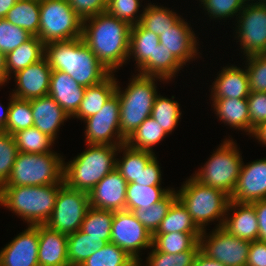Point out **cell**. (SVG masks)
I'll return each mask as SVG.
<instances>
[{"label": "cell", "instance_id": "1", "mask_svg": "<svg viewBox=\"0 0 266 266\" xmlns=\"http://www.w3.org/2000/svg\"><path fill=\"white\" fill-rule=\"evenodd\" d=\"M131 25L109 13L83 19L82 39L110 73L128 60Z\"/></svg>", "mask_w": 266, "mask_h": 266}, {"label": "cell", "instance_id": "2", "mask_svg": "<svg viewBox=\"0 0 266 266\" xmlns=\"http://www.w3.org/2000/svg\"><path fill=\"white\" fill-rule=\"evenodd\" d=\"M44 57L52 70L66 72L84 87L98 84L111 74L82 38L48 42Z\"/></svg>", "mask_w": 266, "mask_h": 266}, {"label": "cell", "instance_id": "3", "mask_svg": "<svg viewBox=\"0 0 266 266\" xmlns=\"http://www.w3.org/2000/svg\"><path fill=\"white\" fill-rule=\"evenodd\" d=\"M64 183L42 186H1L0 205L24 219L28 225H44Z\"/></svg>", "mask_w": 266, "mask_h": 266}, {"label": "cell", "instance_id": "4", "mask_svg": "<svg viewBox=\"0 0 266 266\" xmlns=\"http://www.w3.org/2000/svg\"><path fill=\"white\" fill-rule=\"evenodd\" d=\"M87 150L65 163L64 183L76 190L89 193L116 167V155L120 146L87 145Z\"/></svg>", "mask_w": 266, "mask_h": 266}, {"label": "cell", "instance_id": "5", "mask_svg": "<svg viewBox=\"0 0 266 266\" xmlns=\"http://www.w3.org/2000/svg\"><path fill=\"white\" fill-rule=\"evenodd\" d=\"M164 81L158 77L136 74L123 91L118 85L116 94L120 102V131L127 139L144 121L151 116L154 100L157 93L156 80Z\"/></svg>", "mask_w": 266, "mask_h": 266}, {"label": "cell", "instance_id": "6", "mask_svg": "<svg viewBox=\"0 0 266 266\" xmlns=\"http://www.w3.org/2000/svg\"><path fill=\"white\" fill-rule=\"evenodd\" d=\"M177 196L201 231L206 230L208 223L216 219L220 220L216 226H223L230 201L225 192L204 185L190 176L177 191Z\"/></svg>", "mask_w": 266, "mask_h": 266}, {"label": "cell", "instance_id": "7", "mask_svg": "<svg viewBox=\"0 0 266 266\" xmlns=\"http://www.w3.org/2000/svg\"><path fill=\"white\" fill-rule=\"evenodd\" d=\"M64 158L59 153L19 152L3 186H42L64 183Z\"/></svg>", "mask_w": 266, "mask_h": 266}, {"label": "cell", "instance_id": "8", "mask_svg": "<svg viewBox=\"0 0 266 266\" xmlns=\"http://www.w3.org/2000/svg\"><path fill=\"white\" fill-rule=\"evenodd\" d=\"M220 145L193 177L230 197L236 187L243 159L233 139L227 138Z\"/></svg>", "mask_w": 266, "mask_h": 266}, {"label": "cell", "instance_id": "9", "mask_svg": "<svg viewBox=\"0 0 266 266\" xmlns=\"http://www.w3.org/2000/svg\"><path fill=\"white\" fill-rule=\"evenodd\" d=\"M83 20L67 0H40L38 37L46 44L82 37Z\"/></svg>", "mask_w": 266, "mask_h": 266}, {"label": "cell", "instance_id": "10", "mask_svg": "<svg viewBox=\"0 0 266 266\" xmlns=\"http://www.w3.org/2000/svg\"><path fill=\"white\" fill-rule=\"evenodd\" d=\"M89 208L88 193L64 183L59 188L54 209L45 225L66 235L72 234L80 229Z\"/></svg>", "mask_w": 266, "mask_h": 266}, {"label": "cell", "instance_id": "11", "mask_svg": "<svg viewBox=\"0 0 266 266\" xmlns=\"http://www.w3.org/2000/svg\"><path fill=\"white\" fill-rule=\"evenodd\" d=\"M250 243L231 235L223 227H216L209 235L202 231L200 252L225 266H246Z\"/></svg>", "mask_w": 266, "mask_h": 266}, {"label": "cell", "instance_id": "12", "mask_svg": "<svg viewBox=\"0 0 266 266\" xmlns=\"http://www.w3.org/2000/svg\"><path fill=\"white\" fill-rule=\"evenodd\" d=\"M153 234L131 211H115L111 227L110 243L116 244L129 254L137 266H142L140 250L152 247Z\"/></svg>", "mask_w": 266, "mask_h": 266}, {"label": "cell", "instance_id": "13", "mask_svg": "<svg viewBox=\"0 0 266 266\" xmlns=\"http://www.w3.org/2000/svg\"><path fill=\"white\" fill-rule=\"evenodd\" d=\"M84 122L87 124L84 132L87 145L120 146L126 141L120 131V102L116 93L98 113Z\"/></svg>", "mask_w": 266, "mask_h": 266}, {"label": "cell", "instance_id": "14", "mask_svg": "<svg viewBox=\"0 0 266 266\" xmlns=\"http://www.w3.org/2000/svg\"><path fill=\"white\" fill-rule=\"evenodd\" d=\"M238 15L235 31L241 52L244 56L263 54L266 51V4L248 2Z\"/></svg>", "mask_w": 266, "mask_h": 266}, {"label": "cell", "instance_id": "15", "mask_svg": "<svg viewBox=\"0 0 266 266\" xmlns=\"http://www.w3.org/2000/svg\"><path fill=\"white\" fill-rule=\"evenodd\" d=\"M39 225L31 226L0 250V266H39Z\"/></svg>", "mask_w": 266, "mask_h": 266}, {"label": "cell", "instance_id": "16", "mask_svg": "<svg viewBox=\"0 0 266 266\" xmlns=\"http://www.w3.org/2000/svg\"><path fill=\"white\" fill-rule=\"evenodd\" d=\"M266 199V158L246 165L242 162L240 175L230 200L253 203Z\"/></svg>", "mask_w": 266, "mask_h": 266}, {"label": "cell", "instance_id": "17", "mask_svg": "<svg viewBox=\"0 0 266 266\" xmlns=\"http://www.w3.org/2000/svg\"><path fill=\"white\" fill-rule=\"evenodd\" d=\"M51 74L52 69L44 57L13 74L17 89L13 90L11 95L24 100L48 95Z\"/></svg>", "mask_w": 266, "mask_h": 266}, {"label": "cell", "instance_id": "18", "mask_svg": "<svg viewBox=\"0 0 266 266\" xmlns=\"http://www.w3.org/2000/svg\"><path fill=\"white\" fill-rule=\"evenodd\" d=\"M127 181L114 168L89 193L90 207L102 210H126Z\"/></svg>", "mask_w": 266, "mask_h": 266}, {"label": "cell", "instance_id": "19", "mask_svg": "<svg viewBox=\"0 0 266 266\" xmlns=\"http://www.w3.org/2000/svg\"><path fill=\"white\" fill-rule=\"evenodd\" d=\"M197 38L190 25L180 18L159 36V41L182 65H186L198 55Z\"/></svg>", "mask_w": 266, "mask_h": 266}, {"label": "cell", "instance_id": "20", "mask_svg": "<svg viewBox=\"0 0 266 266\" xmlns=\"http://www.w3.org/2000/svg\"><path fill=\"white\" fill-rule=\"evenodd\" d=\"M159 44V36L140 23L131 26L128 58L134 56L138 74L154 77V52Z\"/></svg>", "mask_w": 266, "mask_h": 266}, {"label": "cell", "instance_id": "21", "mask_svg": "<svg viewBox=\"0 0 266 266\" xmlns=\"http://www.w3.org/2000/svg\"><path fill=\"white\" fill-rule=\"evenodd\" d=\"M228 211L233 214L231 213L230 215ZM222 227L231 235L242 240L249 242L257 240L259 228L254 205L252 203H241L230 200Z\"/></svg>", "mask_w": 266, "mask_h": 266}, {"label": "cell", "instance_id": "22", "mask_svg": "<svg viewBox=\"0 0 266 266\" xmlns=\"http://www.w3.org/2000/svg\"><path fill=\"white\" fill-rule=\"evenodd\" d=\"M86 87L79 85L66 72L52 70L48 95L72 118L83 100Z\"/></svg>", "mask_w": 266, "mask_h": 266}, {"label": "cell", "instance_id": "23", "mask_svg": "<svg viewBox=\"0 0 266 266\" xmlns=\"http://www.w3.org/2000/svg\"><path fill=\"white\" fill-rule=\"evenodd\" d=\"M30 104L33 127L56 140L60 126L70 117L50 95L31 99Z\"/></svg>", "mask_w": 266, "mask_h": 266}, {"label": "cell", "instance_id": "24", "mask_svg": "<svg viewBox=\"0 0 266 266\" xmlns=\"http://www.w3.org/2000/svg\"><path fill=\"white\" fill-rule=\"evenodd\" d=\"M39 266H70L67 252V235L39 225Z\"/></svg>", "mask_w": 266, "mask_h": 266}, {"label": "cell", "instance_id": "25", "mask_svg": "<svg viewBox=\"0 0 266 266\" xmlns=\"http://www.w3.org/2000/svg\"><path fill=\"white\" fill-rule=\"evenodd\" d=\"M212 83L211 98L246 99L249 96V81L245 69L237 66L223 67Z\"/></svg>", "mask_w": 266, "mask_h": 266}, {"label": "cell", "instance_id": "26", "mask_svg": "<svg viewBox=\"0 0 266 266\" xmlns=\"http://www.w3.org/2000/svg\"><path fill=\"white\" fill-rule=\"evenodd\" d=\"M117 79L111 73L100 83L86 87L83 100L72 116L80 120H85L98 113L103 105L115 94L117 87Z\"/></svg>", "mask_w": 266, "mask_h": 266}, {"label": "cell", "instance_id": "27", "mask_svg": "<svg viewBox=\"0 0 266 266\" xmlns=\"http://www.w3.org/2000/svg\"><path fill=\"white\" fill-rule=\"evenodd\" d=\"M215 114L231 128L244 130L250 135V118L247 99L212 98Z\"/></svg>", "mask_w": 266, "mask_h": 266}, {"label": "cell", "instance_id": "28", "mask_svg": "<svg viewBox=\"0 0 266 266\" xmlns=\"http://www.w3.org/2000/svg\"><path fill=\"white\" fill-rule=\"evenodd\" d=\"M45 44L38 36H31L13 51L6 54L7 82L12 74L44 58ZM11 76V77H10Z\"/></svg>", "mask_w": 266, "mask_h": 266}, {"label": "cell", "instance_id": "29", "mask_svg": "<svg viewBox=\"0 0 266 266\" xmlns=\"http://www.w3.org/2000/svg\"><path fill=\"white\" fill-rule=\"evenodd\" d=\"M118 151L117 153L123 151V157L122 159L116 158L115 168L127 181V184L139 179L141 171L144 170L147 163L156 155L154 152L134 149L126 143L120 145Z\"/></svg>", "mask_w": 266, "mask_h": 266}, {"label": "cell", "instance_id": "30", "mask_svg": "<svg viewBox=\"0 0 266 266\" xmlns=\"http://www.w3.org/2000/svg\"><path fill=\"white\" fill-rule=\"evenodd\" d=\"M5 19L32 36H37L40 24V0H18Z\"/></svg>", "mask_w": 266, "mask_h": 266}, {"label": "cell", "instance_id": "31", "mask_svg": "<svg viewBox=\"0 0 266 266\" xmlns=\"http://www.w3.org/2000/svg\"><path fill=\"white\" fill-rule=\"evenodd\" d=\"M173 189H164L161 186H142L136 183H129L126 187V210L143 207L149 208L152 204L163 200Z\"/></svg>", "mask_w": 266, "mask_h": 266}, {"label": "cell", "instance_id": "32", "mask_svg": "<svg viewBox=\"0 0 266 266\" xmlns=\"http://www.w3.org/2000/svg\"><path fill=\"white\" fill-rule=\"evenodd\" d=\"M172 232L202 233L193 222L187 208L179 199L171 205L168 213L154 234H167Z\"/></svg>", "mask_w": 266, "mask_h": 266}, {"label": "cell", "instance_id": "33", "mask_svg": "<svg viewBox=\"0 0 266 266\" xmlns=\"http://www.w3.org/2000/svg\"><path fill=\"white\" fill-rule=\"evenodd\" d=\"M105 244L106 242L104 240L93 239L89 234L82 232L80 229L67 235L69 265L80 266L83 261Z\"/></svg>", "mask_w": 266, "mask_h": 266}, {"label": "cell", "instance_id": "34", "mask_svg": "<svg viewBox=\"0 0 266 266\" xmlns=\"http://www.w3.org/2000/svg\"><path fill=\"white\" fill-rule=\"evenodd\" d=\"M166 135L163 128L149 116L145 121L126 139L125 143L137 150L153 152V147L159 144Z\"/></svg>", "mask_w": 266, "mask_h": 266}, {"label": "cell", "instance_id": "35", "mask_svg": "<svg viewBox=\"0 0 266 266\" xmlns=\"http://www.w3.org/2000/svg\"><path fill=\"white\" fill-rule=\"evenodd\" d=\"M114 211L90 207L84 217L80 230L93 239L110 243Z\"/></svg>", "mask_w": 266, "mask_h": 266}, {"label": "cell", "instance_id": "36", "mask_svg": "<svg viewBox=\"0 0 266 266\" xmlns=\"http://www.w3.org/2000/svg\"><path fill=\"white\" fill-rule=\"evenodd\" d=\"M201 233L172 232L153 234L152 247L167 254H177L192 250L198 243Z\"/></svg>", "mask_w": 266, "mask_h": 266}, {"label": "cell", "instance_id": "37", "mask_svg": "<svg viewBox=\"0 0 266 266\" xmlns=\"http://www.w3.org/2000/svg\"><path fill=\"white\" fill-rule=\"evenodd\" d=\"M13 138L19 152L31 154L53 152L51 146L55 140L49 135L42 133L36 127L17 131L13 134Z\"/></svg>", "mask_w": 266, "mask_h": 266}, {"label": "cell", "instance_id": "38", "mask_svg": "<svg viewBox=\"0 0 266 266\" xmlns=\"http://www.w3.org/2000/svg\"><path fill=\"white\" fill-rule=\"evenodd\" d=\"M142 11L140 24L158 36L170 29L181 18L170 8L157 6L154 3H148V6Z\"/></svg>", "mask_w": 266, "mask_h": 266}, {"label": "cell", "instance_id": "39", "mask_svg": "<svg viewBox=\"0 0 266 266\" xmlns=\"http://www.w3.org/2000/svg\"><path fill=\"white\" fill-rule=\"evenodd\" d=\"M80 266H137V262L116 244L106 243Z\"/></svg>", "mask_w": 266, "mask_h": 266}, {"label": "cell", "instance_id": "40", "mask_svg": "<svg viewBox=\"0 0 266 266\" xmlns=\"http://www.w3.org/2000/svg\"><path fill=\"white\" fill-rule=\"evenodd\" d=\"M178 199L176 190H172L163 200L152 204L149 208H137L132 211L134 216L154 234L165 218L171 205Z\"/></svg>", "mask_w": 266, "mask_h": 266}, {"label": "cell", "instance_id": "41", "mask_svg": "<svg viewBox=\"0 0 266 266\" xmlns=\"http://www.w3.org/2000/svg\"><path fill=\"white\" fill-rule=\"evenodd\" d=\"M160 94L156 96L151 111V116L163 128V130L170 134L178 125L182 112L180 111V104L177 101Z\"/></svg>", "mask_w": 266, "mask_h": 266}, {"label": "cell", "instance_id": "42", "mask_svg": "<svg viewBox=\"0 0 266 266\" xmlns=\"http://www.w3.org/2000/svg\"><path fill=\"white\" fill-rule=\"evenodd\" d=\"M8 119L3 132L13 135L15 132L33 127V115L30 100L10 96Z\"/></svg>", "mask_w": 266, "mask_h": 266}, {"label": "cell", "instance_id": "43", "mask_svg": "<svg viewBox=\"0 0 266 266\" xmlns=\"http://www.w3.org/2000/svg\"><path fill=\"white\" fill-rule=\"evenodd\" d=\"M152 251L146 258L147 266H192L197 254L200 251L199 243L189 251L181 253L167 254L155 250L153 247L150 248Z\"/></svg>", "mask_w": 266, "mask_h": 266}, {"label": "cell", "instance_id": "44", "mask_svg": "<svg viewBox=\"0 0 266 266\" xmlns=\"http://www.w3.org/2000/svg\"><path fill=\"white\" fill-rule=\"evenodd\" d=\"M184 66L166 49L159 44L154 52V77L169 81L174 78Z\"/></svg>", "mask_w": 266, "mask_h": 266}, {"label": "cell", "instance_id": "45", "mask_svg": "<svg viewBox=\"0 0 266 266\" xmlns=\"http://www.w3.org/2000/svg\"><path fill=\"white\" fill-rule=\"evenodd\" d=\"M18 153L13 135L0 130V187L9 179Z\"/></svg>", "mask_w": 266, "mask_h": 266}, {"label": "cell", "instance_id": "46", "mask_svg": "<svg viewBox=\"0 0 266 266\" xmlns=\"http://www.w3.org/2000/svg\"><path fill=\"white\" fill-rule=\"evenodd\" d=\"M246 72L250 92H266V55L246 56Z\"/></svg>", "mask_w": 266, "mask_h": 266}, {"label": "cell", "instance_id": "47", "mask_svg": "<svg viewBox=\"0 0 266 266\" xmlns=\"http://www.w3.org/2000/svg\"><path fill=\"white\" fill-rule=\"evenodd\" d=\"M31 36L26 30L13 25L5 18L0 19V50L5 55L16 49Z\"/></svg>", "mask_w": 266, "mask_h": 266}, {"label": "cell", "instance_id": "48", "mask_svg": "<svg viewBox=\"0 0 266 266\" xmlns=\"http://www.w3.org/2000/svg\"><path fill=\"white\" fill-rule=\"evenodd\" d=\"M141 7L140 0H107L106 12L126 21L131 26L140 23L142 13L137 15Z\"/></svg>", "mask_w": 266, "mask_h": 266}, {"label": "cell", "instance_id": "49", "mask_svg": "<svg viewBox=\"0 0 266 266\" xmlns=\"http://www.w3.org/2000/svg\"><path fill=\"white\" fill-rule=\"evenodd\" d=\"M210 19H223L234 17L242 11L248 3L247 0H199ZM239 11V12H238ZM238 13V14H237Z\"/></svg>", "mask_w": 266, "mask_h": 266}, {"label": "cell", "instance_id": "50", "mask_svg": "<svg viewBox=\"0 0 266 266\" xmlns=\"http://www.w3.org/2000/svg\"><path fill=\"white\" fill-rule=\"evenodd\" d=\"M250 118V135L261 123L266 122V92H250L246 98Z\"/></svg>", "mask_w": 266, "mask_h": 266}, {"label": "cell", "instance_id": "51", "mask_svg": "<svg viewBox=\"0 0 266 266\" xmlns=\"http://www.w3.org/2000/svg\"><path fill=\"white\" fill-rule=\"evenodd\" d=\"M67 1L82 20L106 11L107 0H67Z\"/></svg>", "mask_w": 266, "mask_h": 266}, {"label": "cell", "instance_id": "52", "mask_svg": "<svg viewBox=\"0 0 266 266\" xmlns=\"http://www.w3.org/2000/svg\"><path fill=\"white\" fill-rule=\"evenodd\" d=\"M157 157L154 156L141 171L139 179H136L133 183L140 184L142 186H161V170Z\"/></svg>", "mask_w": 266, "mask_h": 266}, {"label": "cell", "instance_id": "53", "mask_svg": "<svg viewBox=\"0 0 266 266\" xmlns=\"http://www.w3.org/2000/svg\"><path fill=\"white\" fill-rule=\"evenodd\" d=\"M246 266H266V242L254 240L250 243Z\"/></svg>", "mask_w": 266, "mask_h": 266}, {"label": "cell", "instance_id": "54", "mask_svg": "<svg viewBox=\"0 0 266 266\" xmlns=\"http://www.w3.org/2000/svg\"><path fill=\"white\" fill-rule=\"evenodd\" d=\"M252 204L255 207L259 228L257 240L266 242V199L253 202Z\"/></svg>", "mask_w": 266, "mask_h": 266}, {"label": "cell", "instance_id": "55", "mask_svg": "<svg viewBox=\"0 0 266 266\" xmlns=\"http://www.w3.org/2000/svg\"><path fill=\"white\" fill-rule=\"evenodd\" d=\"M192 266H225V265H223L219 261L207 258L204 254H202L199 251Z\"/></svg>", "mask_w": 266, "mask_h": 266}, {"label": "cell", "instance_id": "56", "mask_svg": "<svg viewBox=\"0 0 266 266\" xmlns=\"http://www.w3.org/2000/svg\"><path fill=\"white\" fill-rule=\"evenodd\" d=\"M252 137H255L260 143L266 146V122L261 123L254 129Z\"/></svg>", "mask_w": 266, "mask_h": 266}, {"label": "cell", "instance_id": "57", "mask_svg": "<svg viewBox=\"0 0 266 266\" xmlns=\"http://www.w3.org/2000/svg\"><path fill=\"white\" fill-rule=\"evenodd\" d=\"M7 83L6 55L0 50V86Z\"/></svg>", "mask_w": 266, "mask_h": 266}, {"label": "cell", "instance_id": "58", "mask_svg": "<svg viewBox=\"0 0 266 266\" xmlns=\"http://www.w3.org/2000/svg\"><path fill=\"white\" fill-rule=\"evenodd\" d=\"M18 0H0V19L5 18L7 12L17 3Z\"/></svg>", "mask_w": 266, "mask_h": 266}, {"label": "cell", "instance_id": "59", "mask_svg": "<svg viewBox=\"0 0 266 266\" xmlns=\"http://www.w3.org/2000/svg\"><path fill=\"white\" fill-rule=\"evenodd\" d=\"M9 107L10 102L8 103V106L6 108H4L2 104H0V130H3L5 128L9 114Z\"/></svg>", "mask_w": 266, "mask_h": 266}, {"label": "cell", "instance_id": "60", "mask_svg": "<svg viewBox=\"0 0 266 266\" xmlns=\"http://www.w3.org/2000/svg\"><path fill=\"white\" fill-rule=\"evenodd\" d=\"M247 1L248 2L252 1L251 3H253V1H254L255 4H266V0H258L259 2L257 0H256V2H255V0H247Z\"/></svg>", "mask_w": 266, "mask_h": 266}]
</instances>
